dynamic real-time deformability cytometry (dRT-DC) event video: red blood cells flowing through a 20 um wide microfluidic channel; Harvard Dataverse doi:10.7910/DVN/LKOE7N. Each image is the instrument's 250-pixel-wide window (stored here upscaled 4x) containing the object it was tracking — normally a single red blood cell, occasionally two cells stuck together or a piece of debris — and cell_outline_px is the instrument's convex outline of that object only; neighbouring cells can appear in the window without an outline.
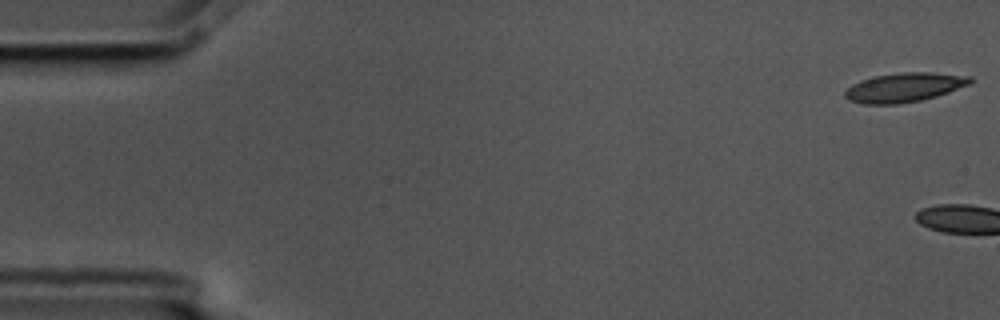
{"species": "common noctule bat (a hibernating species)", "species_latin": "Nyctalus noctula", "temperature_condition": "cold", "stored_images_in_passage": 4, "camera_frame_rate_fps": 3000, "um_per_image_px": 0.085, "animal": {"sex": "male", "body_mass_g": 17.5, "forearm_length_mm": 52.3}, "frame": {"image": 1, "passage_image": 1, "time_ms": 0.0, "image_size_px": [1000, 320], "cell_outline_px": [[972, 84], [936, 96], [920, 100], [900, 104], [864, 104], [848, 100], [844, 96], [844, 92], [852, 84], [860, 80], [876, 76], [900, 72], [932, 72], [972, 76]], "centroid_in_image_um": [76.88, 7.42], "position_along_channel_um": 8.1, "area_um2": 21.44}}